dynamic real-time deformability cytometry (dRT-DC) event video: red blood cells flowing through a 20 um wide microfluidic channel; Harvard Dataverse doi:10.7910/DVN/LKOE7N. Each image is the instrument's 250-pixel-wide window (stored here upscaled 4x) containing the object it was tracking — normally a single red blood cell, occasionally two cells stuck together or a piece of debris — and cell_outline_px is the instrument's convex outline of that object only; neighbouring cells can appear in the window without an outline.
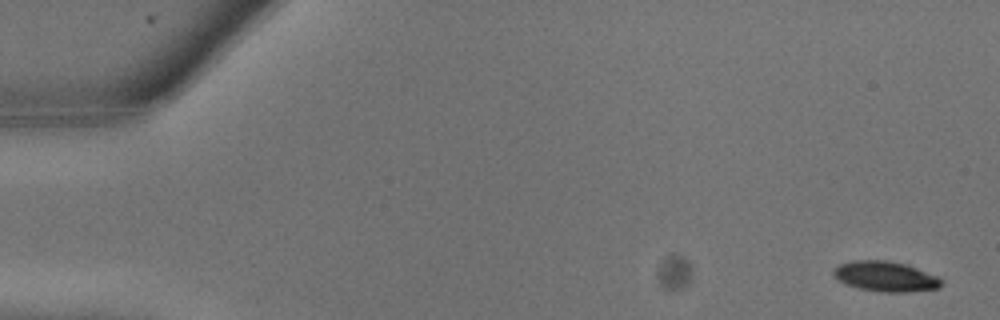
{"species": "common noctule bat (a hibernating species)", "species_latin": "Nyctalus noctula", "temperature_condition": "warm", "stored_images_in_passage": 11, "camera_frame_rate_fps": 3000, "um_per_image_px": 0.085, "animal": {"sex": "male", "body_mass_g": 13.3}, "frame": {"image": 1, "passage_image": 1, "time_ms": 0.0, "image_size_px": [1000, 320], "cell_outline_px": [[944, 280], [940, 288], [908, 292], [884, 292], [860, 288], [848, 284], [840, 280], [832, 272], [840, 264], [852, 260], [888, 260], [904, 264], [916, 268], [936, 276]], "centroid_in_image_um": [75.31, 23.49], "position_along_channel_um": 9.7, "area_um2": 18.67}}
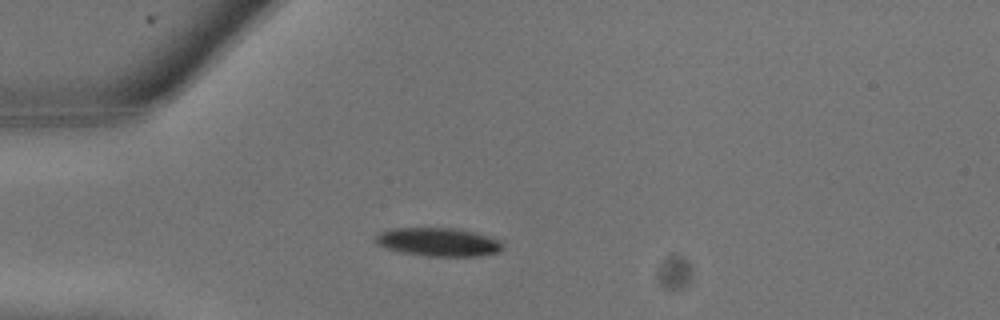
{"frame": {"image": 2, "passage_image": 7, "time_ms": 2.0, "image_size_px": [1000, 320], "cell_outline_px": [[504, 248], [500, 252], [484, 256], [428, 256], [400, 252], [384, 248], [376, 244], [376, 236], [380, 232], [392, 228], [452, 228], [472, 232], [488, 236], [500, 240], [504, 244]], "centroid_in_image_um": [37.28, 20.58], "position_along_channel_um": 47.7, "area_um2": 21.21}}
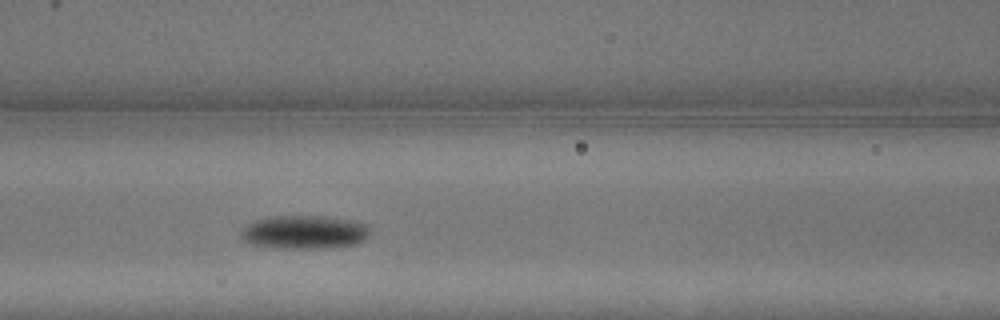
{"frame": {"image": 3, "passage_image": 11, "time_ms": 3.333, "image_size_px": [1000, 320], "cell_outline_px": [[372, 232], [364, 240], [352, 244], [324, 248], [284, 248], [252, 244], [244, 240], [240, 236], [240, 232], [252, 220], [272, 216], [324, 216], [348, 220], [368, 224]], "centroid_in_image_um": [25.87, 19.72], "position_along_channel_um": 140.7, "area_um2": 25.09}}